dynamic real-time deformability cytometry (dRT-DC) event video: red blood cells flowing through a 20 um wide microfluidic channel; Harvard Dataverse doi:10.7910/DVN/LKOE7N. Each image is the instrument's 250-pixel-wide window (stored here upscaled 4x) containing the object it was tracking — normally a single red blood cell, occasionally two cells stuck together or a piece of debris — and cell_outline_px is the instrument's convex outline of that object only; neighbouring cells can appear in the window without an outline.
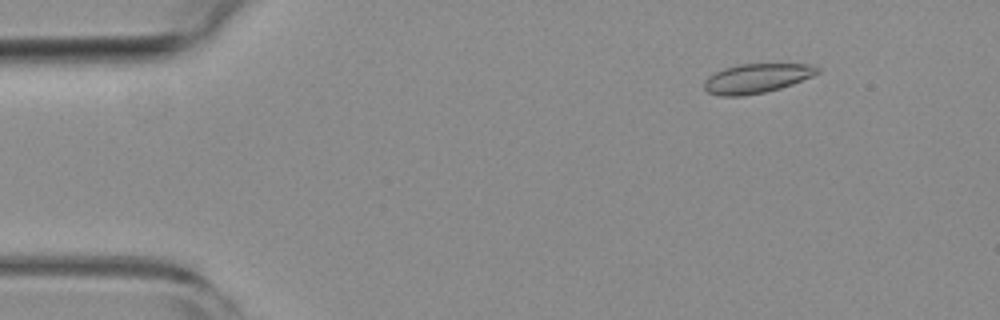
{"species": "common noctule bat (a hibernating species)", "species_latin": "Nyctalus noctula", "temperature_condition": "room temperature", "stored_images_in_passage": 55, "camera_frame_rate_fps": 3000, "um_per_image_px": 0.085, "animal": {"sex": "female", "body_mass_g": 19.3, "forearm_length_mm": 54.1}, "frame": {"image": 1, "passage_image": 7, "time_ms": 2.0, "image_size_px": [1000, 320], "cell_outline_px": [[820, 72], [812, 76], [792, 84], [780, 88], [764, 92], [740, 96], [720, 96], [708, 92], [704, 88], [704, 80], [708, 76], [724, 68], [736, 64], [808, 64], [820, 68]], "centroid_in_image_um": [64.29, 6.65], "position_along_channel_um": 20.7, "area_um2": 19.31}}
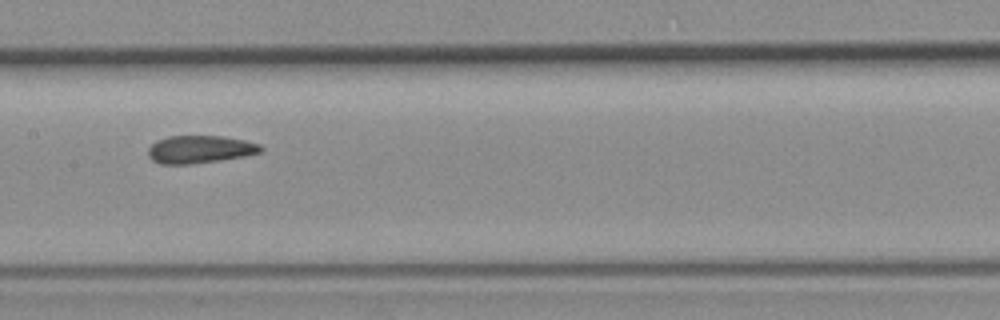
{"frame": {"image": 2, "passage_image": 27, "time_ms": 8.667, "image_size_px": [1000, 320], "cell_outline_px": [[264, 148], [260, 152], [244, 156], [220, 160], [188, 164], [160, 164], [152, 160], [148, 156], [148, 148], [156, 140], [168, 136], [224, 136], [244, 140], [260, 144]], "centroid_in_image_um": [16.97, 12.69], "position_along_channel_um": 190.4, "area_um2": 18.21}}
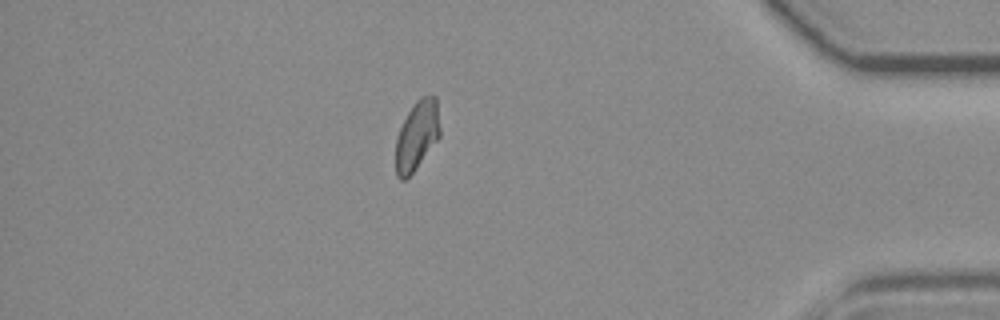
{"frame": {"image": 3, "passage_image": 47, "time_ms": 15.333, "image_size_px": [1000, 320], "cell_outline_px": [[440, 136], [412, 172], [404, 180], [400, 180], [396, 176], [396, 136], [408, 112], [416, 100], [420, 96], [436, 96], [440, 128]], "centroid_in_image_um": [35.43, 11.49], "position_along_channel_um": 399.8, "area_um2": 17.63}, "authors_computed_cell_mechanics": {"area_um2": 18.5538, "velocity_mm_per_s": 3.7788, "shape_relaxation_time_tau1_ms": null, "shape_relaxation_time_tau2_ms": 2.7996, "deformation_change_tau1": null, "deformation_change_tau2": 0.0709}}